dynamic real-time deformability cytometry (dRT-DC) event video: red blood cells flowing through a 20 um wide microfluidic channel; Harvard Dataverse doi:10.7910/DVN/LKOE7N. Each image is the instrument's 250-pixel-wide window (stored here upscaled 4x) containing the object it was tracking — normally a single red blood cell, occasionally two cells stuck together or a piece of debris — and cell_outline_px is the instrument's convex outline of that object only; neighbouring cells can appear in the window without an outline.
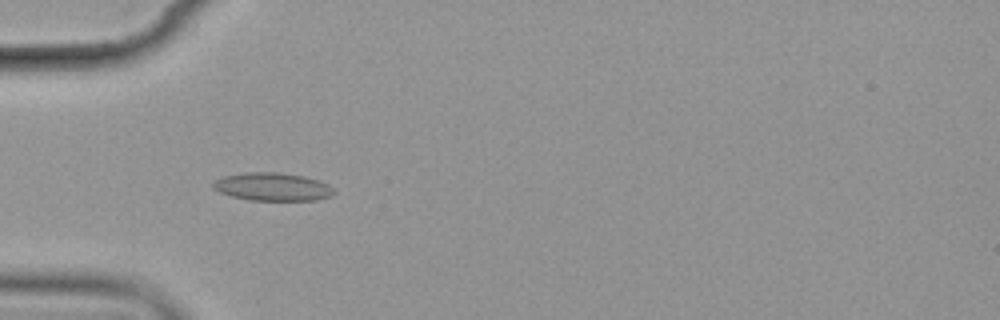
{"species": "common noctule bat (a hibernating species)", "species_latin": "Nyctalus noctula", "temperature_condition": "cold", "stored_images_in_passage": 5, "camera_frame_rate_fps": 3000, "um_per_image_px": 0.085, "animal": {"sex": "female", "body_mass_g": 19.9}, "frame": {"image": 1, "passage_image": 4, "time_ms": 3.667, "image_size_px": [1000, 320], "cell_outline_px": [[336, 192], [332, 196], [316, 200], [248, 200], [232, 196], [220, 192], [212, 188], [212, 184], [216, 180], [224, 176], [244, 172], [276, 172], [304, 176], [328, 184]], "centroid_in_image_um": [23.16, 15.88], "position_along_channel_um": 61.8, "area_um2": 19.71}}
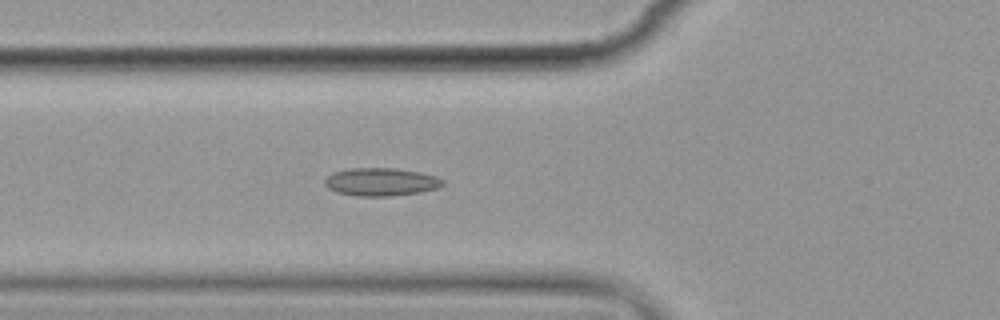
{"frame": {"image": 2, "passage_image": 5, "time_ms": 4.667, "image_size_px": [1000, 320], "cell_outline_px": [[444, 184], [436, 188], [420, 192], [392, 196], [356, 196], [336, 192], [328, 188], [324, 184], [324, 180], [332, 172], [352, 168], [396, 168], [420, 172], [436, 176], [444, 180]], "centroid_in_image_um": [32.37, 15.46], "position_along_channel_um": 93.4, "area_um2": 19.31}}